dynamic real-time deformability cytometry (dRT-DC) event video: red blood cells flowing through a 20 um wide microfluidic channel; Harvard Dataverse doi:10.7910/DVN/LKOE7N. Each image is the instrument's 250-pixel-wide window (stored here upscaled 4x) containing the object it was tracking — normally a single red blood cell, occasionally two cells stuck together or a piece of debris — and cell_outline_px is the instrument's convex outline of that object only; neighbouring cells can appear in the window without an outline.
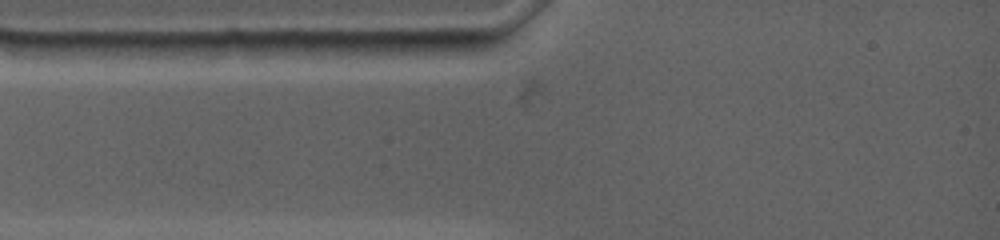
{"species": "common noctule bat (a hibernating species)", "species_latin": "Nyctalus noctula", "temperature_condition": "warm", "stored_images_in_passage": 3, "segment_of_instrument_passage": [1, 2], "camera_frame_rate_fps": 4500, "um_per_image_px": 0.085, "animal": {"sex": "female", "body_mass_g": 19.0, "forearm_length_mm": 53.3}, "frame": {"image": 1, "passage_image": 1, "time_ms": 0.0, "image_size_px": [1000, 240], "cell_outline_px": [[244, 40], [228, 56], [216, 60], [152, 60], [140, 44], [224, 40]], "centroid_in_image_um": [16.27, 4.26], "position_along_channel_um": 68.7, "area_um2": 11.56}}